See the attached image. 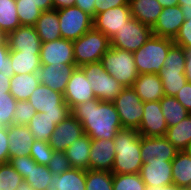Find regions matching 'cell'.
<instances>
[{"instance_id": "1", "label": "cell", "mask_w": 191, "mask_h": 190, "mask_svg": "<svg viewBox=\"0 0 191 190\" xmlns=\"http://www.w3.org/2000/svg\"><path fill=\"white\" fill-rule=\"evenodd\" d=\"M71 114L81 123L84 134L91 139H114L123 128L113 102L95 98L74 106Z\"/></svg>"}, {"instance_id": "2", "label": "cell", "mask_w": 191, "mask_h": 190, "mask_svg": "<svg viewBox=\"0 0 191 190\" xmlns=\"http://www.w3.org/2000/svg\"><path fill=\"white\" fill-rule=\"evenodd\" d=\"M115 159L113 174H137L143 165L141 135L136 129L122 128L114 137Z\"/></svg>"}, {"instance_id": "3", "label": "cell", "mask_w": 191, "mask_h": 190, "mask_svg": "<svg viewBox=\"0 0 191 190\" xmlns=\"http://www.w3.org/2000/svg\"><path fill=\"white\" fill-rule=\"evenodd\" d=\"M173 39L152 36L144 45L133 52L136 68L139 74H159L170 48L174 45Z\"/></svg>"}, {"instance_id": "4", "label": "cell", "mask_w": 191, "mask_h": 190, "mask_svg": "<svg viewBox=\"0 0 191 190\" xmlns=\"http://www.w3.org/2000/svg\"><path fill=\"white\" fill-rule=\"evenodd\" d=\"M100 62L103 68L124 87H132L139 75L132 52L110 47Z\"/></svg>"}, {"instance_id": "5", "label": "cell", "mask_w": 191, "mask_h": 190, "mask_svg": "<svg viewBox=\"0 0 191 190\" xmlns=\"http://www.w3.org/2000/svg\"><path fill=\"white\" fill-rule=\"evenodd\" d=\"M111 47L110 39L94 28L73 41L75 65L100 62L102 56Z\"/></svg>"}, {"instance_id": "6", "label": "cell", "mask_w": 191, "mask_h": 190, "mask_svg": "<svg viewBox=\"0 0 191 190\" xmlns=\"http://www.w3.org/2000/svg\"><path fill=\"white\" fill-rule=\"evenodd\" d=\"M28 101L37 113L44 112V116L57 119V124L71 114L70 107L64 101V95L41 83L32 92Z\"/></svg>"}, {"instance_id": "7", "label": "cell", "mask_w": 191, "mask_h": 190, "mask_svg": "<svg viewBox=\"0 0 191 190\" xmlns=\"http://www.w3.org/2000/svg\"><path fill=\"white\" fill-rule=\"evenodd\" d=\"M80 68L91 83L95 97L100 101L112 102L124 88L103 68L101 62L87 63Z\"/></svg>"}, {"instance_id": "8", "label": "cell", "mask_w": 191, "mask_h": 190, "mask_svg": "<svg viewBox=\"0 0 191 190\" xmlns=\"http://www.w3.org/2000/svg\"><path fill=\"white\" fill-rule=\"evenodd\" d=\"M153 36L152 28L144 25L135 18H131L110 39L111 47L129 52H135Z\"/></svg>"}, {"instance_id": "9", "label": "cell", "mask_w": 191, "mask_h": 190, "mask_svg": "<svg viewBox=\"0 0 191 190\" xmlns=\"http://www.w3.org/2000/svg\"><path fill=\"white\" fill-rule=\"evenodd\" d=\"M61 38L77 40L93 28V17L76 6L58 9Z\"/></svg>"}, {"instance_id": "10", "label": "cell", "mask_w": 191, "mask_h": 190, "mask_svg": "<svg viewBox=\"0 0 191 190\" xmlns=\"http://www.w3.org/2000/svg\"><path fill=\"white\" fill-rule=\"evenodd\" d=\"M123 128L138 129L143 117V104L132 87H124L112 101Z\"/></svg>"}, {"instance_id": "11", "label": "cell", "mask_w": 191, "mask_h": 190, "mask_svg": "<svg viewBox=\"0 0 191 190\" xmlns=\"http://www.w3.org/2000/svg\"><path fill=\"white\" fill-rule=\"evenodd\" d=\"M132 18L129 6H119L93 17V28L111 39Z\"/></svg>"}, {"instance_id": "12", "label": "cell", "mask_w": 191, "mask_h": 190, "mask_svg": "<svg viewBox=\"0 0 191 190\" xmlns=\"http://www.w3.org/2000/svg\"><path fill=\"white\" fill-rule=\"evenodd\" d=\"M141 158L145 162L172 161L178 150L165 136H141Z\"/></svg>"}, {"instance_id": "13", "label": "cell", "mask_w": 191, "mask_h": 190, "mask_svg": "<svg viewBox=\"0 0 191 190\" xmlns=\"http://www.w3.org/2000/svg\"><path fill=\"white\" fill-rule=\"evenodd\" d=\"M84 135L81 123L72 115H68L55 127L49 144L54 151L65 150L77 139Z\"/></svg>"}, {"instance_id": "14", "label": "cell", "mask_w": 191, "mask_h": 190, "mask_svg": "<svg viewBox=\"0 0 191 190\" xmlns=\"http://www.w3.org/2000/svg\"><path fill=\"white\" fill-rule=\"evenodd\" d=\"M64 101L72 109L74 106L95 99L91 83L87 80L83 70L76 67L64 92Z\"/></svg>"}, {"instance_id": "15", "label": "cell", "mask_w": 191, "mask_h": 190, "mask_svg": "<svg viewBox=\"0 0 191 190\" xmlns=\"http://www.w3.org/2000/svg\"><path fill=\"white\" fill-rule=\"evenodd\" d=\"M167 129L160 100L144 102L143 117L137 129L138 133L145 137L165 136Z\"/></svg>"}, {"instance_id": "16", "label": "cell", "mask_w": 191, "mask_h": 190, "mask_svg": "<svg viewBox=\"0 0 191 190\" xmlns=\"http://www.w3.org/2000/svg\"><path fill=\"white\" fill-rule=\"evenodd\" d=\"M41 65L75 64L73 41L59 38L43 42L40 49Z\"/></svg>"}, {"instance_id": "17", "label": "cell", "mask_w": 191, "mask_h": 190, "mask_svg": "<svg viewBox=\"0 0 191 190\" xmlns=\"http://www.w3.org/2000/svg\"><path fill=\"white\" fill-rule=\"evenodd\" d=\"M75 64L41 65L37 75L41 84L64 94L66 85L76 69Z\"/></svg>"}, {"instance_id": "18", "label": "cell", "mask_w": 191, "mask_h": 190, "mask_svg": "<svg viewBox=\"0 0 191 190\" xmlns=\"http://www.w3.org/2000/svg\"><path fill=\"white\" fill-rule=\"evenodd\" d=\"M114 139H91L89 169L112 171L115 159Z\"/></svg>"}, {"instance_id": "19", "label": "cell", "mask_w": 191, "mask_h": 190, "mask_svg": "<svg viewBox=\"0 0 191 190\" xmlns=\"http://www.w3.org/2000/svg\"><path fill=\"white\" fill-rule=\"evenodd\" d=\"M10 51L40 52L42 41L34 26L21 25L13 32L6 35Z\"/></svg>"}, {"instance_id": "20", "label": "cell", "mask_w": 191, "mask_h": 190, "mask_svg": "<svg viewBox=\"0 0 191 190\" xmlns=\"http://www.w3.org/2000/svg\"><path fill=\"white\" fill-rule=\"evenodd\" d=\"M185 19L179 5L163 8L152 28L154 36L174 39Z\"/></svg>"}, {"instance_id": "21", "label": "cell", "mask_w": 191, "mask_h": 190, "mask_svg": "<svg viewBox=\"0 0 191 190\" xmlns=\"http://www.w3.org/2000/svg\"><path fill=\"white\" fill-rule=\"evenodd\" d=\"M139 174L146 186L173 184L172 161L145 162Z\"/></svg>"}, {"instance_id": "22", "label": "cell", "mask_w": 191, "mask_h": 190, "mask_svg": "<svg viewBox=\"0 0 191 190\" xmlns=\"http://www.w3.org/2000/svg\"><path fill=\"white\" fill-rule=\"evenodd\" d=\"M10 159L19 156H30L34 136L27 125L12 124L8 126Z\"/></svg>"}, {"instance_id": "23", "label": "cell", "mask_w": 191, "mask_h": 190, "mask_svg": "<svg viewBox=\"0 0 191 190\" xmlns=\"http://www.w3.org/2000/svg\"><path fill=\"white\" fill-rule=\"evenodd\" d=\"M132 88L142 102L159 101L164 96V88L159 74H139Z\"/></svg>"}, {"instance_id": "24", "label": "cell", "mask_w": 191, "mask_h": 190, "mask_svg": "<svg viewBox=\"0 0 191 190\" xmlns=\"http://www.w3.org/2000/svg\"><path fill=\"white\" fill-rule=\"evenodd\" d=\"M47 190H86V171L70 168L62 174H52Z\"/></svg>"}, {"instance_id": "25", "label": "cell", "mask_w": 191, "mask_h": 190, "mask_svg": "<svg viewBox=\"0 0 191 190\" xmlns=\"http://www.w3.org/2000/svg\"><path fill=\"white\" fill-rule=\"evenodd\" d=\"M128 4L132 17L151 28L163 9L158 0H129Z\"/></svg>"}, {"instance_id": "26", "label": "cell", "mask_w": 191, "mask_h": 190, "mask_svg": "<svg viewBox=\"0 0 191 190\" xmlns=\"http://www.w3.org/2000/svg\"><path fill=\"white\" fill-rule=\"evenodd\" d=\"M90 149L91 138L88 135L84 134L79 139L75 140L65 150L71 168L88 170Z\"/></svg>"}, {"instance_id": "27", "label": "cell", "mask_w": 191, "mask_h": 190, "mask_svg": "<svg viewBox=\"0 0 191 190\" xmlns=\"http://www.w3.org/2000/svg\"><path fill=\"white\" fill-rule=\"evenodd\" d=\"M34 28L42 43L61 38L57 10L53 9L42 12L41 16L36 21Z\"/></svg>"}, {"instance_id": "28", "label": "cell", "mask_w": 191, "mask_h": 190, "mask_svg": "<svg viewBox=\"0 0 191 190\" xmlns=\"http://www.w3.org/2000/svg\"><path fill=\"white\" fill-rule=\"evenodd\" d=\"M39 83L37 73L14 74L10 79V93L17 101L28 100Z\"/></svg>"}, {"instance_id": "29", "label": "cell", "mask_w": 191, "mask_h": 190, "mask_svg": "<svg viewBox=\"0 0 191 190\" xmlns=\"http://www.w3.org/2000/svg\"><path fill=\"white\" fill-rule=\"evenodd\" d=\"M9 57L14 74L37 73L41 67L40 52L10 51Z\"/></svg>"}, {"instance_id": "30", "label": "cell", "mask_w": 191, "mask_h": 190, "mask_svg": "<svg viewBox=\"0 0 191 190\" xmlns=\"http://www.w3.org/2000/svg\"><path fill=\"white\" fill-rule=\"evenodd\" d=\"M173 184L188 190L191 188V158L185 151H178L172 160Z\"/></svg>"}, {"instance_id": "31", "label": "cell", "mask_w": 191, "mask_h": 190, "mask_svg": "<svg viewBox=\"0 0 191 190\" xmlns=\"http://www.w3.org/2000/svg\"><path fill=\"white\" fill-rule=\"evenodd\" d=\"M165 137L178 151L191 144V113L173 127H168Z\"/></svg>"}, {"instance_id": "32", "label": "cell", "mask_w": 191, "mask_h": 190, "mask_svg": "<svg viewBox=\"0 0 191 190\" xmlns=\"http://www.w3.org/2000/svg\"><path fill=\"white\" fill-rule=\"evenodd\" d=\"M56 126L57 119L44 116V112L35 114L27 124L34 139L46 142H49Z\"/></svg>"}, {"instance_id": "33", "label": "cell", "mask_w": 191, "mask_h": 190, "mask_svg": "<svg viewBox=\"0 0 191 190\" xmlns=\"http://www.w3.org/2000/svg\"><path fill=\"white\" fill-rule=\"evenodd\" d=\"M160 105L167 127L175 126L189 114L175 97L163 96Z\"/></svg>"}, {"instance_id": "34", "label": "cell", "mask_w": 191, "mask_h": 190, "mask_svg": "<svg viewBox=\"0 0 191 190\" xmlns=\"http://www.w3.org/2000/svg\"><path fill=\"white\" fill-rule=\"evenodd\" d=\"M20 26L16 0H0V29L2 32L7 35Z\"/></svg>"}, {"instance_id": "35", "label": "cell", "mask_w": 191, "mask_h": 190, "mask_svg": "<svg viewBox=\"0 0 191 190\" xmlns=\"http://www.w3.org/2000/svg\"><path fill=\"white\" fill-rule=\"evenodd\" d=\"M52 178V172L47 166L37 164L32 159V166L24 182L29 184L32 190H47Z\"/></svg>"}, {"instance_id": "36", "label": "cell", "mask_w": 191, "mask_h": 190, "mask_svg": "<svg viewBox=\"0 0 191 190\" xmlns=\"http://www.w3.org/2000/svg\"><path fill=\"white\" fill-rule=\"evenodd\" d=\"M159 76L164 88V96L175 97L187 82L184 71H167L162 68Z\"/></svg>"}, {"instance_id": "37", "label": "cell", "mask_w": 191, "mask_h": 190, "mask_svg": "<svg viewBox=\"0 0 191 190\" xmlns=\"http://www.w3.org/2000/svg\"><path fill=\"white\" fill-rule=\"evenodd\" d=\"M86 190H113V173L86 170Z\"/></svg>"}, {"instance_id": "38", "label": "cell", "mask_w": 191, "mask_h": 190, "mask_svg": "<svg viewBox=\"0 0 191 190\" xmlns=\"http://www.w3.org/2000/svg\"><path fill=\"white\" fill-rule=\"evenodd\" d=\"M23 182V177L10 162L0 164V190H17Z\"/></svg>"}, {"instance_id": "39", "label": "cell", "mask_w": 191, "mask_h": 190, "mask_svg": "<svg viewBox=\"0 0 191 190\" xmlns=\"http://www.w3.org/2000/svg\"><path fill=\"white\" fill-rule=\"evenodd\" d=\"M113 190H146V184L137 174H113Z\"/></svg>"}, {"instance_id": "40", "label": "cell", "mask_w": 191, "mask_h": 190, "mask_svg": "<svg viewBox=\"0 0 191 190\" xmlns=\"http://www.w3.org/2000/svg\"><path fill=\"white\" fill-rule=\"evenodd\" d=\"M16 7L20 24L26 26H34L43 12L30 2H16Z\"/></svg>"}, {"instance_id": "41", "label": "cell", "mask_w": 191, "mask_h": 190, "mask_svg": "<svg viewBox=\"0 0 191 190\" xmlns=\"http://www.w3.org/2000/svg\"><path fill=\"white\" fill-rule=\"evenodd\" d=\"M185 61V49L174 44L170 48L162 68L167 71H185Z\"/></svg>"}, {"instance_id": "42", "label": "cell", "mask_w": 191, "mask_h": 190, "mask_svg": "<svg viewBox=\"0 0 191 190\" xmlns=\"http://www.w3.org/2000/svg\"><path fill=\"white\" fill-rule=\"evenodd\" d=\"M16 102L11 93H0V124L2 126L8 127L13 124Z\"/></svg>"}, {"instance_id": "43", "label": "cell", "mask_w": 191, "mask_h": 190, "mask_svg": "<svg viewBox=\"0 0 191 190\" xmlns=\"http://www.w3.org/2000/svg\"><path fill=\"white\" fill-rule=\"evenodd\" d=\"M53 153L54 150L49 142L35 139L31 146L30 156L37 164L47 166Z\"/></svg>"}, {"instance_id": "44", "label": "cell", "mask_w": 191, "mask_h": 190, "mask_svg": "<svg viewBox=\"0 0 191 190\" xmlns=\"http://www.w3.org/2000/svg\"><path fill=\"white\" fill-rule=\"evenodd\" d=\"M35 114H37V112L28 100L17 101L13 124L27 125Z\"/></svg>"}, {"instance_id": "45", "label": "cell", "mask_w": 191, "mask_h": 190, "mask_svg": "<svg viewBox=\"0 0 191 190\" xmlns=\"http://www.w3.org/2000/svg\"><path fill=\"white\" fill-rule=\"evenodd\" d=\"M47 167L52 174H62L71 168L65 152L54 151Z\"/></svg>"}, {"instance_id": "46", "label": "cell", "mask_w": 191, "mask_h": 190, "mask_svg": "<svg viewBox=\"0 0 191 190\" xmlns=\"http://www.w3.org/2000/svg\"><path fill=\"white\" fill-rule=\"evenodd\" d=\"M173 42L185 50L191 48V17H188V20L181 25Z\"/></svg>"}, {"instance_id": "47", "label": "cell", "mask_w": 191, "mask_h": 190, "mask_svg": "<svg viewBox=\"0 0 191 190\" xmlns=\"http://www.w3.org/2000/svg\"><path fill=\"white\" fill-rule=\"evenodd\" d=\"M9 53L10 49L7 41L5 40L0 44V72L5 76L12 77L14 75V71L12 69Z\"/></svg>"}, {"instance_id": "48", "label": "cell", "mask_w": 191, "mask_h": 190, "mask_svg": "<svg viewBox=\"0 0 191 190\" xmlns=\"http://www.w3.org/2000/svg\"><path fill=\"white\" fill-rule=\"evenodd\" d=\"M10 164L13 168L25 179L32 166L31 156H19L10 159Z\"/></svg>"}, {"instance_id": "49", "label": "cell", "mask_w": 191, "mask_h": 190, "mask_svg": "<svg viewBox=\"0 0 191 190\" xmlns=\"http://www.w3.org/2000/svg\"><path fill=\"white\" fill-rule=\"evenodd\" d=\"M10 161L9 155V138L8 127H0V164L8 163Z\"/></svg>"}, {"instance_id": "50", "label": "cell", "mask_w": 191, "mask_h": 190, "mask_svg": "<svg viewBox=\"0 0 191 190\" xmlns=\"http://www.w3.org/2000/svg\"><path fill=\"white\" fill-rule=\"evenodd\" d=\"M129 0H96L95 15L119 6H129Z\"/></svg>"}, {"instance_id": "51", "label": "cell", "mask_w": 191, "mask_h": 190, "mask_svg": "<svg viewBox=\"0 0 191 190\" xmlns=\"http://www.w3.org/2000/svg\"><path fill=\"white\" fill-rule=\"evenodd\" d=\"M175 98L184 106V108L191 113V83L186 82L178 91Z\"/></svg>"}, {"instance_id": "52", "label": "cell", "mask_w": 191, "mask_h": 190, "mask_svg": "<svg viewBox=\"0 0 191 190\" xmlns=\"http://www.w3.org/2000/svg\"><path fill=\"white\" fill-rule=\"evenodd\" d=\"M95 1L96 0H75V5L79 9L88 13L90 16H95Z\"/></svg>"}, {"instance_id": "53", "label": "cell", "mask_w": 191, "mask_h": 190, "mask_svg": "<svg viewBox=\"0 0 191 190\" xmlns=\"http://www.w3.org/2000/svg\"><path fill=\"white\" fill-rule=\"evenodd\" d=\"M16 2L33 3L43 12L53 10V0H16Z\"/></svg>"}, {"instance_id": "54", "label": "cell", "mask_w": 191, "mask_h": 190, "mask_svg": "<svg viewBox=\"0 0 191 190\" xmlns=\"http://www.w3.org/2000/svg\"><path fill=\"white\" fill-rule=\"evenodd\" d=\"M178 2L184 19L188 20V17H191V0H178Z\"/></svg>"}, {"instance_id": "55", "label": "cell", "mask_w": 191, "mask_h": 190, "mask_svg": "<svg viewBox=\"0 0 191 190\" xmlns=\"http://www.w3.org/2000/svg\"><path fill=\"white\" fill-rule=\"evenodd\" d=\"M186 61H185V76L187 79V82L191 83V48L186 49Z\"/></svg>"}, {"instance_id": "56", "label": "cell", "mask_w": 191, "mask_h": 190, "mask_svg": "<svg viewBox=\"0 0 191 190\" xmlns=\"http://www.w3.org/2000/svg\"><path fill=\"white\" fill-rule=\"evenodd\" d=\"M10 79L11 77L0 72V93H10Z\"/></svg>"}, {"instance_id": "57", "label": "cell", "mask_w": 191, "mask_h": 190, "mask_svg": "<svg viewBox=\"0 0 191 190\" xmlns=\"http://www.w3.org/2000/svg\"><path fill=\"white\" fill-rule=\"evenodd\" d=\"M75 5V0H53V9H63Z\"/></svg>"}, {"instance_id": "58", "label": "cell", "mask_w": 191, "mask_h": 190, "mask_svg": "<svg viewBox=\"0 0 191 190\" xmlns=\"http://www.w3.org/2000/svg\"><path fill=\"white\" fill-rule=\"evenodd\" d=\"M146 190H186L177 186L176 184H170L166 186H146Z\"/></svg>"}, {"instance_id": "59", "label": "cell", "mask_w": 191, "mask_h": 190, "mask_svg": "<svg viewBox=\"0 0 191 190\" xmlns=\"http://www.w3.org/2000/svg\"><path fill=\"white\" fill-rule=\"evenodd\" d=\"M158 2L163 8L173 7L179 4L178 0H158Z\"/></svg>"}, {"instance_id": "60", "label": "cell", "mask_w": 191, "mask_h": 190, "mask_svg": "<svg viewBox=\"0 0 191 190\" xmlns=\"http://www.w3.org/2000/svg\"><path fill=\"white\" fill-rule=\"evenodd\" d=\"M17 190H32V189L29 184L23 182L22 184H20Z\"/></svg>"}, {"instance_id": "61", "label": "cell", "mask_w": 191, "mask_h": 190, "mask_svg": "<svg viewBox=\"0 0 191 190\" xmlns=\"http://www.w3.org/2000/svg\"><path fill=\"white\" fill-rule=\"evenodd\" d=\"M6 40V35L0 29V44Z\"/></svg>"}, {"instance_id": "62", "label": "cell", "mask_w": 191, "mask_h": 190, "mask_svg": "<svg viewBox=\"0 0 191 190\" xmlns=\"http://www.w3.org/2000/svg\"><path fill=\"white\" fill-rule=\"evenodd\" d=\"M187 155L191 158V144L187 146V148L184 150Z\"/></svg>"}]
</instances>
